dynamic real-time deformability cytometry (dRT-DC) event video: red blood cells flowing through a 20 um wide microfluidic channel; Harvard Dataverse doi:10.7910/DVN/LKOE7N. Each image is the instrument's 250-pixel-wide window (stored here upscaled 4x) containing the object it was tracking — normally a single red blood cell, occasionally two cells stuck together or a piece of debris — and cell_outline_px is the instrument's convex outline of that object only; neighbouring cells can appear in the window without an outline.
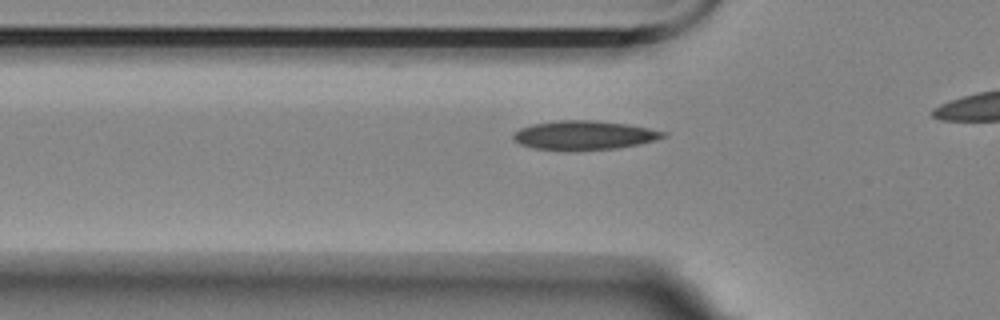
{"species": "Egyptian fruit bat (a non-hibernating species)", "species_latin": "Rousettus aegyptiacus", "temperature_condition": "room temperature", "stored_images_in_passage": 23, "camera_frame_rate_fps": 3000, "um_per_image_px": 0.085, "animal": {"sex": "female"}, "frame": {"image": 1, "passage_image": 13, "time_ms": 4.0, "image_size_px": [1000, 320], "cell_outline_px": [[668, 136], [656, 140], [640, 144], [616, 148], [532, 148], [520, 144], [512, 140], [512, 136], [520, 128], [532, 124], [556, 120], [592, 120], [628, 124], [668, 132]], "centroid_in_image_um": [49.69, 11.45], "position_along_channel_um": 76.1, "area_um2": 24.74}}
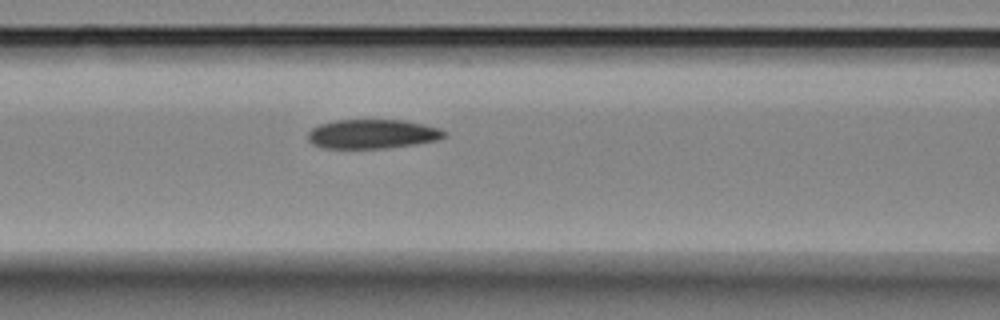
{"frame": {"image": 2, "passage_image": 18, "time_ms": 5.667, "image_size_px": [1000, 320], "cell_outline_px": [[448, 136], [436, 140], [416, 144], [384, 148], [324, 148], [312, 144], [308, 140], [308, 132], [312, 128], [320, 124], [336, 120], [404, 120], [424, 124], [440, 128], [448, 132]], "centroid_in_image_um": [31.68, 11.38], "position_along_channel_um": 134.9, "area_um2": 23.35}}
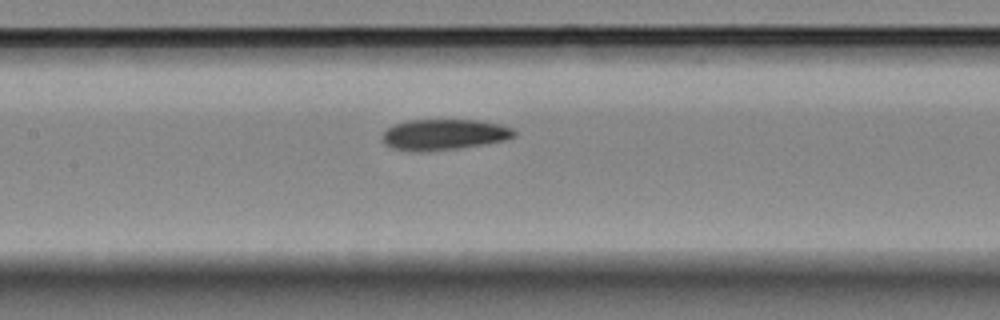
{"frame": {"image": 3, "passage_image": 21, "time_ms": 6.667, "image_size_px": [1000, 320], "cell_outline_px": [[516, 136], [504, 140], [484, 144], [460, 148], [420, 152], [392, 148], [384, 144], [380, 136], [392, 124], [408, 120], [480, 120], [500, 124], [512, 128], [516, 132]], "centroid_in_image_um": [37.72, 11.43], "position_along_channel_um": 169.7, "area_um2": 23.87}}